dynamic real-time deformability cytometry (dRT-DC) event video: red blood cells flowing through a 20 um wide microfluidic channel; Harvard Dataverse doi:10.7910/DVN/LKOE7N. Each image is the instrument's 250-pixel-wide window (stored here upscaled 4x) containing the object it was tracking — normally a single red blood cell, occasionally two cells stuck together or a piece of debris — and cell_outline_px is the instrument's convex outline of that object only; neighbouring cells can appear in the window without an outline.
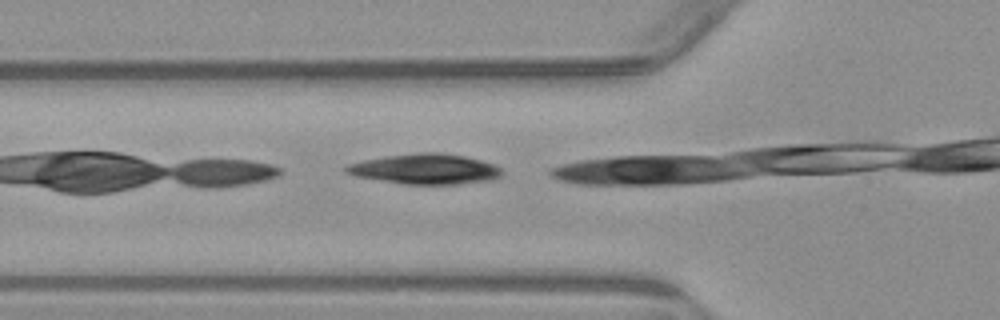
{"species": "common noctule bat (a hibernating species)", "species_latin": "Nyctalus noctula", "temperature_condition": "warm", "stored_images_in_passage": 7, "camera_frame_rate_fps": 3000, "um_per_image_px": 0.085, "animal": {"sex": "male", "body_mass_g": 23.1, "forearm_length_mm": 52.7}, "frame": {"image": 1, "passage_image": 2, "time_ms": 0.333, "image_size_px": [1000, 320], "cell_outline_px": [[500, 176], [492, 180], [456, 184], [404, 184], [356, 176], [344, 172], [344, 168], [348, 164], [364, 160], [384, 156], [420, 152], [436, 152], [464, 156], [496, 164], [500, 168]], "centroid_in_image_um": [36.13, 14.36], "position_along_channel_um": 89.7, "area_um2": 27.34}}